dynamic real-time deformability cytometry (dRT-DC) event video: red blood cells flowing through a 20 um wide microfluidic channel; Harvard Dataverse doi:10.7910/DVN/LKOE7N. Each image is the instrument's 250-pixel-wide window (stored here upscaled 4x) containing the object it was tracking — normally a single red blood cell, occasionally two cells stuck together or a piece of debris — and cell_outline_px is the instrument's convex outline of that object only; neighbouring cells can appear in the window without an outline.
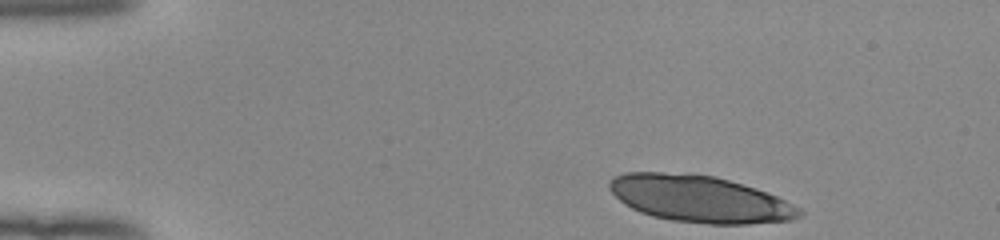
{"species": "human", "species_latin": "Homo sapiens", "temperature_condition": "room temperature", "stored_images_in_passage": 32, "camera_frame_rate_fps": 3000, "um_per_image_px": 0.085, "donor": {"sex": "female"}, "frame": {"image": 1, "passage_image": 1, "time_ms": 0.0, "image_size_px": [1000, 240], "cell_outline_px": [[804, 216], [792, 220], [748, 224], [708, 224], [672, 220], [652, 216], [640, 212], [624, 204], [608, 188], [608, 180], [612, 176], [624, 172], [688, 172], [716, 176], [756, 188], [768, 192], [800, 208], [804, 212]], "centroid_in_image_um": [59.47, 16.89], "position_along_channel_um": 25.5, "area_um2": 52.37}}
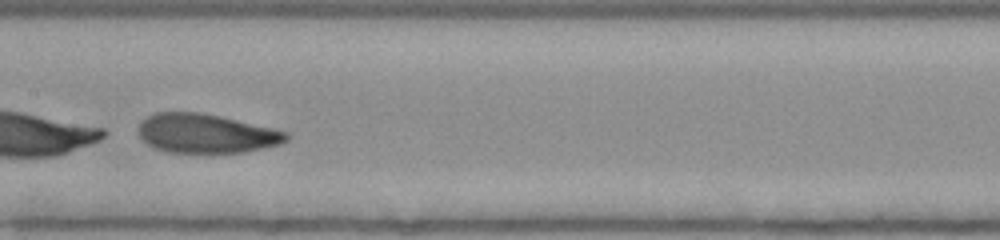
{"frame": {"image": 2, "passage_image": 21, "time_ms": 6.667, "image_size_px": [1000, 240], "cell_outline_px": [[288, 140], [280, 144], [244, 152], [164, 152], [152, 148], [140, 136], [140, 124], [148, 116], [156, 112], [200, 112], [220, 116], [272, 128], [288, 132]], "centroid_in_image_um": [17.52, 11.35], "position_along_channel_um": 189.9, "area_um2": 33.41}}
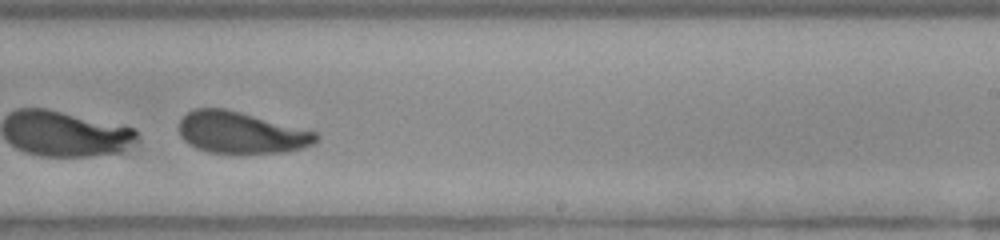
{"frame": {"image": 3, "passage_image": 27, "time_ms": 8.667, "image_size_px": [1000, 240], "cell_outline_px": [[320, 136], [312, 144], [300, 148], [284, 152], [208, 152], [196, 148], [188, 144], [180, 136], [180, 120], [192, 108], [224, 108], [240, 112], [316, 132]], "centroid_in_image_um": [20.45, 11.26], "position_along_channel_um": 268.6, "area_um2": 32.66}}